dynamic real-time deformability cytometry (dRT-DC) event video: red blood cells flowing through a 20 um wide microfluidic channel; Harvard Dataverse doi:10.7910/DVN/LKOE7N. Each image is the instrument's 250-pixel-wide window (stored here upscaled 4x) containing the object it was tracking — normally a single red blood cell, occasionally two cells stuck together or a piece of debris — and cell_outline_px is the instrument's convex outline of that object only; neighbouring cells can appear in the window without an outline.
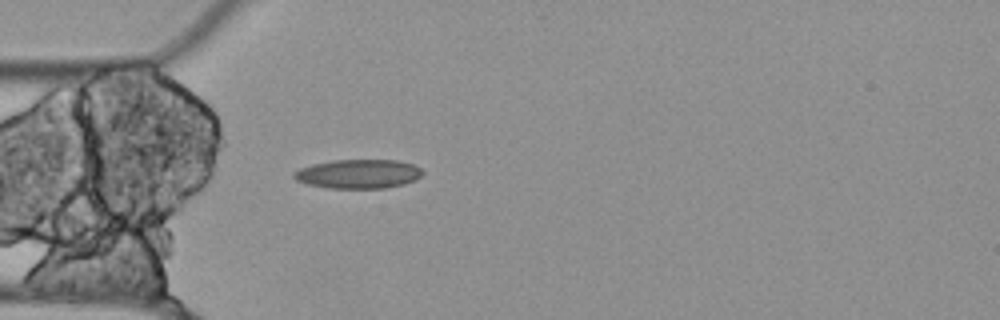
{"species": "Egyptian fruit bat (a non-hibernating species)", "species_latin": "Rousettus aegyptiacus", "temperature_condition": "cold", "stored_images_in_passage": 41, "camera_frame_rate_fps": 3000, "um_per_image_px": 0.085, "animal": {"sex": "female"}, "frame": {"image": 1, "passage_image": 1, "time_ms": 0.0, "image_size_px": [1000, 320], "cell_outline_px": [[424, 172], [416, 180], [404, 184], [384, 188], [328, 188], [308, 184], [296, 180], [292, 176], [292, 172], [300, 168], [312, 164], [332, 160], [396, 160], [412, 164], [420, 168]], "centroid_in_image_um": [30.44, 14.78], "position_along_channel_um": 54.6, "area_um2": 21.85}}
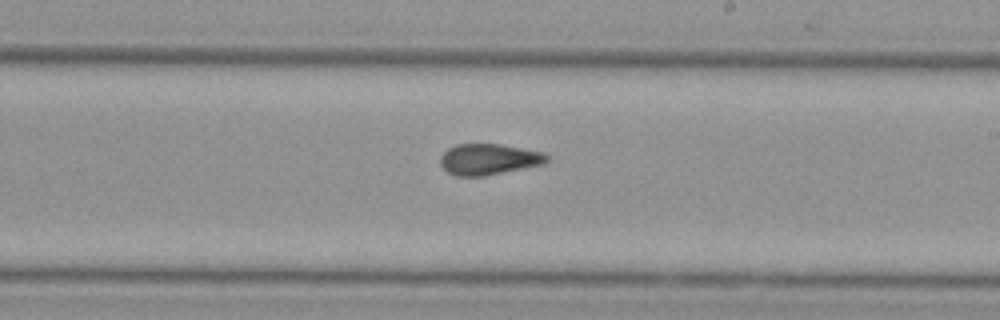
{"frame": {"image": 2, "passage_image": 17, "time_ms": 5.333, "image_size_px": [1000, 320], "cell_outline_px": [[552, 156], [544, 164], [484, 176], [456, 176], [448, 172], [440, 164], [440, 156], [448, 148], [456, 144], [500, 144], [544, 152]], "centroid_in_image_um": [41.57, 13.53], "position_along_channel_um": 247.4, "area_um2": 19.36}}
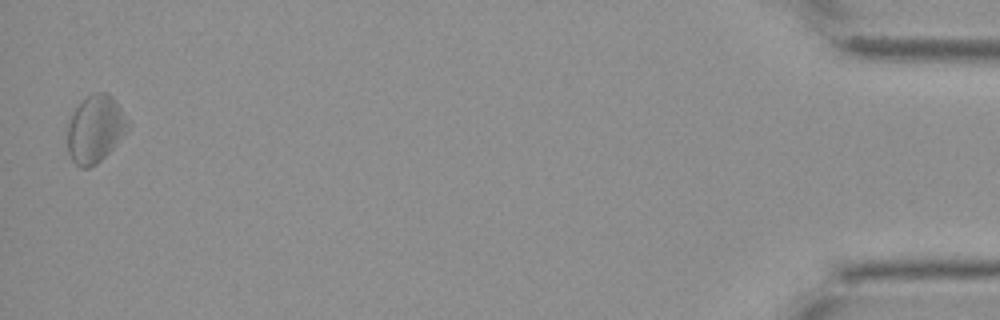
{"frame": {"image": 3, "passage_image": 40, "time_ms": 13.0, "image_size_px": [1000, 320], "cell_outline_px": [[128, 128], [116, 144], [96, 164], [88, 168], [80, 168], [72, 160], [68, 152], [68, 124], [76, 108], [92, 92], [104, 92], [112, 96], [116, 100], [128, 120]], "centroid_in_image_um": [8.09, 10.96], "position_along_channel_um": 427.1, "area_um2": 23.29}}